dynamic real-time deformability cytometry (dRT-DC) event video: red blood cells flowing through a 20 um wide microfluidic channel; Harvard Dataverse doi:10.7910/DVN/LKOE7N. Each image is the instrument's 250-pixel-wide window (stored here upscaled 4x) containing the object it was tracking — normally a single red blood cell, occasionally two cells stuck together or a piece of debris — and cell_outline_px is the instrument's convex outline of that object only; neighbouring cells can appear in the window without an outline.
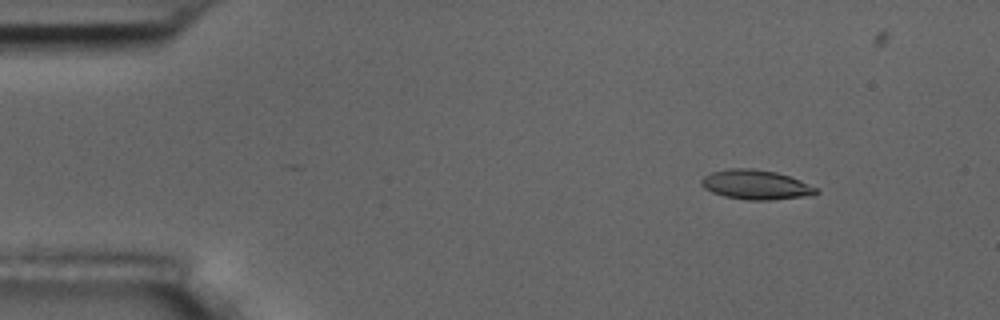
{"species": "common noctule bat (a hibernating species)", "species_latin": "Nyctalus noctula", "temperature_condition": "room temperature", "stored_images_in_passage": 5, "camera_frame_rate_fps": 3000, "um_per_image_px": 0.085, "animal": {"sex": "male", "body_mass_g": 17.5, "forearm_length_mm": 52.3}, "frame": {"image": 1, "passage_image": 2, "time_ms": 1.333, "image_size_px": [1000, 320], "cell_outline_px": [[820, 192], [804, 196], [772, 200], [748, 200], [724, 196], [712, 192], [704, 188], [700, 184], [700, 180], [704, 176], [712, 172], [728, 168], [752, 168], [776, 172], [800, 180], [816, 188]], "centroid_in_image_um": [64.2, 15.69], "position_along_channel_um": 20.8, "area_um2": 19.65}}
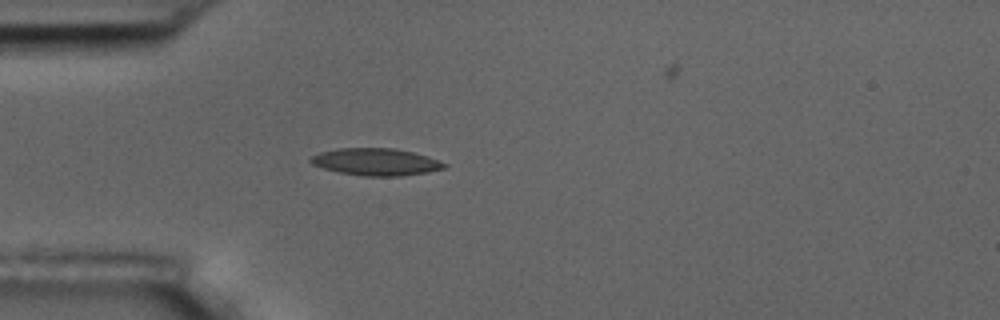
{"frame": {"image": 2, "passage_image": 4, "time_ms": 4.333, "image_size_px": [1000, 320], "cell_outline_px": [[448, 168], [428, 172], [400, 176], [364, 176], [340, 172], [324, 168], [312, 164], [308, 160], [312, 156], [320, 152], [336, 148], [396, 148], [428, 156], [448, 164]], "centroid_in_image_um": [31.99, 13.75], "position_along_channel_um": 53.0, "area_um2": 21.21}}